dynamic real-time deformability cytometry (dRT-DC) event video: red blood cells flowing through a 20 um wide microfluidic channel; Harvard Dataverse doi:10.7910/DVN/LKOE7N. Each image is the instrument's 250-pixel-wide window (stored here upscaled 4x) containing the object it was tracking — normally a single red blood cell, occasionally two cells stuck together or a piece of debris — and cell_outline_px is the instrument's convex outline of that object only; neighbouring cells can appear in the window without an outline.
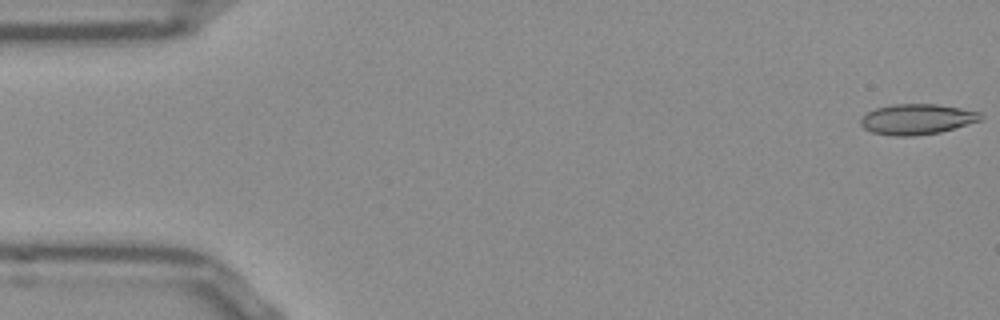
{"species": "Egyptian fruit bat (a non-hibernating species)", "species_latin": "Rousettus aegyptiacus", "temperature_condition": "room temperature", "stored_images_in_passage": 52, "camera_frame_rate_fps": 3000, "um_per_image_px": 0.085, "frame": {"image": 1, "passage_image": 1, "time_ms": 0.0, "image_size_px": [1000, 320], "cell_outline_px": [[984, 116], [980, 120], [940, 132], [912, 136], [892, 136], [872, 132], [864, 128], [860, 124], [860, 120], [868, 112], [876, 108], [892, 104], [936, 104], [960, 108], [980, 112]], "centroid_in_image_um": [77.93, 10.13], "position_along_channel_um": 7.1, "area_um2": 21.15}}
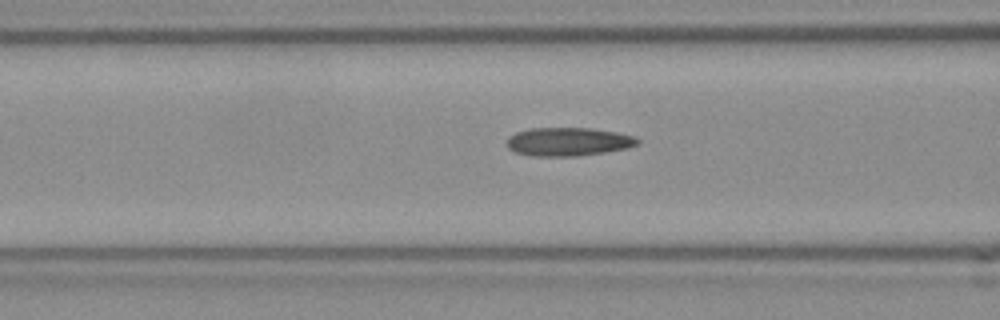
{"frame": {"image": 2, "passage_image": 20, "time_ms": 6.333, "image_size_px": [1000, 320], "cell_outline_px": [[640, 144], [628, 148], [604, 152], [576, 156], [532, 156], [516, 152], [508, 148], [508, 136], [516, 132], [532, 128], [592, 128], [616, 132], [632, 136], [640, 140]], "centroid_in_image_um": [48.31, 12.04], "position_along_channel_um": 118.3, "area_um2": 21.62}}
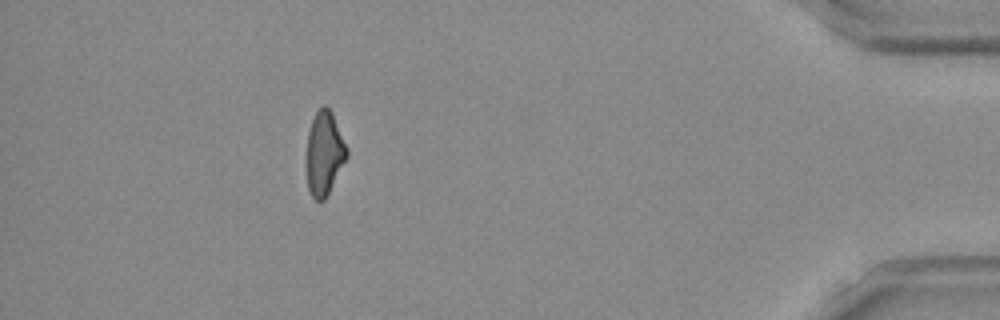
{"frame": {"image": 3, "passage_image": 47, "time_ms": 15.333, "image_size_px": [1000, 320], "cell_outline_px": [[348, 156], [324, 200], [316, 200], [312, 196], [308, 188], [304, 164], [308, 132], [312, 120], [316, 112], [324, 104], [332, 112], [348, 148]], "centroid_in_image_um": [27.53, 13.03], "position_along_channel_um": 407.7, "area_um2": 20.0}, "authors_computed_cell_mechanics": {"area_um2": 20.8947, "velocity_mm_per_s": 3.855, "shape_relaxation_time_tau1_ms": 9.8285, "shape_relaxation_time_tau2_ms": 4.3681, "deformation_change_tau1": 0.2138, "deformation_change_tau2": 0.1488}}